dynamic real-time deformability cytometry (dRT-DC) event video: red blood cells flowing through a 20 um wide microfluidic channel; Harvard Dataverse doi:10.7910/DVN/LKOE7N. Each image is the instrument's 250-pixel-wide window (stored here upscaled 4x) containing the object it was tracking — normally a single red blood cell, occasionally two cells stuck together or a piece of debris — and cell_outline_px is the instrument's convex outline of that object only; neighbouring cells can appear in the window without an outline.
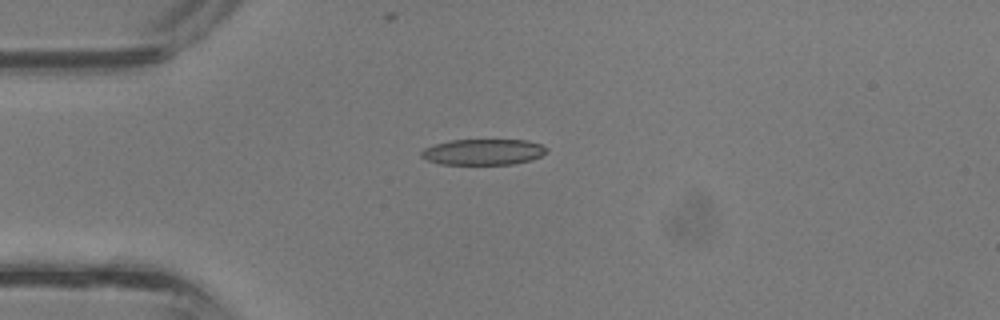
{"species": "common noctule bat (a hibernating species)", "species_latin": "Nyctalus noctula", "temperature_condition": "room temperature", "stored_images_in_passage": 22, "camera_frame_rate_fps": 3000, "um_per_image_px": 0.085, "animal": {"sex": "male", "body_mass_g": 13.3}, "frame": {"image": 1, "passage_image": 1, "time_ms": 0.0, "image_size_px": [1000, 320], "cell_outline_px": [[548, 152], [540, 156], [528, 160], [512, 164], [440, 164], [428, 160], [420, 156], [420, 152], [424, 148], [436, 144], [452, 140], [528, 140], [540, 144], [548, 148]], "centroid_in_image_um": [41.08, 12.91], "position_along_channel_um": 43.9, "area_um2": 18.79}}
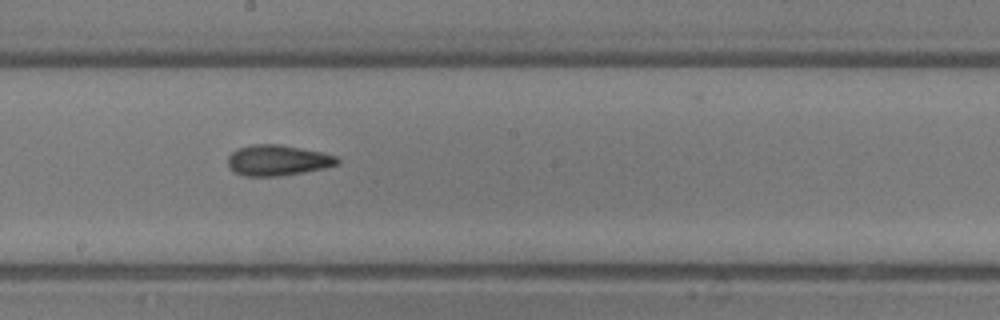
{"frame": {"image": 2, "passage_image": 12, "time_ms": 3.667, "image_size_px": [1000, 320], "cell_outline_px": [[340, 164], [324, 168], [276, 176], [244, 176], [228, 168], [228, 156], [236, 148], [252, 144], [280, 144], [324, 152], [336, 156], [340, 160]], "centroid_in_image_um": [23.59, 13.61], "position_along_channel_um": 224.6, "area_um2": 19.65}}
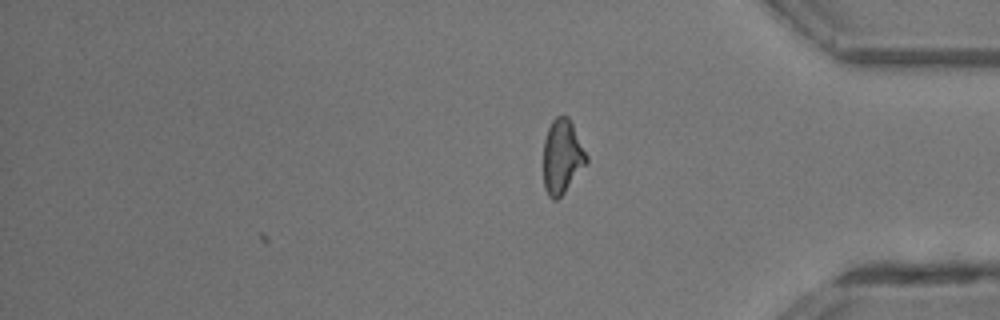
{"frame": {"image": 3, "passage_image": 22, "time_ms": 7.0, "image_size_px": [1000, 320], "cell_outline_px": [[588, 164], [564, 192], [556, 200], [552, 200], [548, 196], [544, 188], [544, 140], [548, 128], [552, 120], [556, 116], [568, 116], [588, 156]], "centroid_in_image_um": [47.79, 13.33], "position_along_channel_um": 387.4, "area_um2": 18.67}}